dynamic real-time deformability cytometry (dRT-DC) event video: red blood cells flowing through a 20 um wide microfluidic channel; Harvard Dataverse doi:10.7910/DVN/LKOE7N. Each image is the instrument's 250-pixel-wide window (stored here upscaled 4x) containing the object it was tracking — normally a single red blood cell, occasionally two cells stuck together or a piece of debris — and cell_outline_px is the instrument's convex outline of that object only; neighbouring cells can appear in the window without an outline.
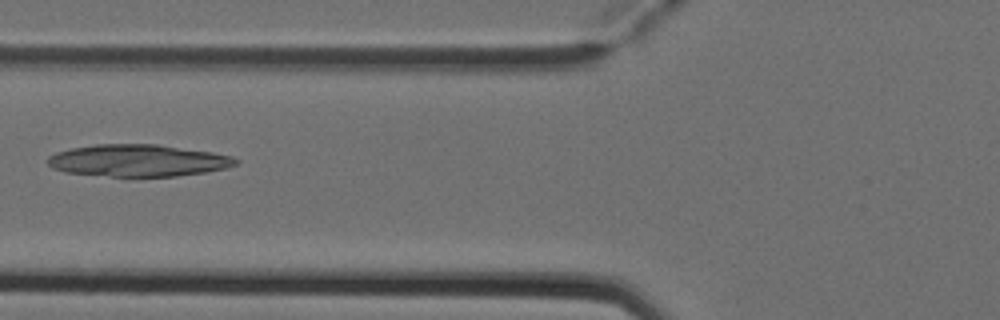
{"species": "Egyptian fruit bat (a non-hibernating species)", "species_latin": "Rousettus aegyptiacus", "temperature_condition": "cold", "stored_images_in_passage": 3, "camera_frame_rate_fps": 3000, "um_per_image_px": 0.085, "animal": {"sex": "female"}, "frame": {"image": 1, "passage_image": 3, "time_ms": 0.667, "image_size_px": [1000, 320], "cell_outline_px": [[240, 160], [236, 164], [224, 168], [204, 172], [176, 176], [112, 176], [64, 172], [52, 168], [44, 160], [48, 156], [56, 152], [72, 148], [96, 144], [156, 144], [212, 152], [232, 156]], "centroid_in_image_um": [11.69, 13.64], "position_along_channel_um": 114.1, "area_um2": 34.97}}